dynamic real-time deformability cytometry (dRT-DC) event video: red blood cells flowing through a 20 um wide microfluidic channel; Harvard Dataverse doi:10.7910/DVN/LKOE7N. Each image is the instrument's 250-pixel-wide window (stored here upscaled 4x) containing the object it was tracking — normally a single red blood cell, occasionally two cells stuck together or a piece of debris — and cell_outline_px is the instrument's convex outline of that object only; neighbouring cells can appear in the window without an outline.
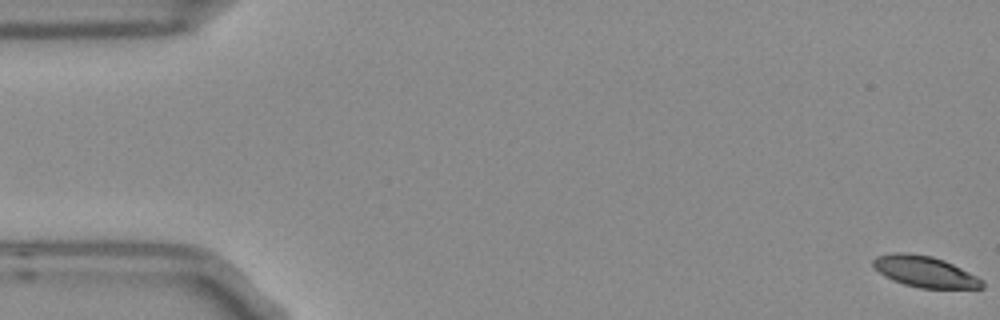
{"species": "Egyptian fruit bat (a non-hibernating species)", "species_latin": "Rousettus aegyptiacus", "temperature_condition": "room temperature", "stored_images_in_passage": 5, "camera_frame_rate_fps": 3000, "um_per_image_px": 0.085, "frame": {"image": 1, "passage_image": 1, "time_ms": 0.0, "image_size_px": [1000, 320], "cell_outline_px": [[984, 288], [920, 288], [904, 284], [892, 280], [884, 276], [872, 268], [872, 260], [876, 256], [892, 252], [908, 252], [932, 256], [944, 260], [984, 280]], "centroid_in_image_um": [78.55, 23.07], "position_along_channel_um": 6.4, "area_um2": 19.94}}
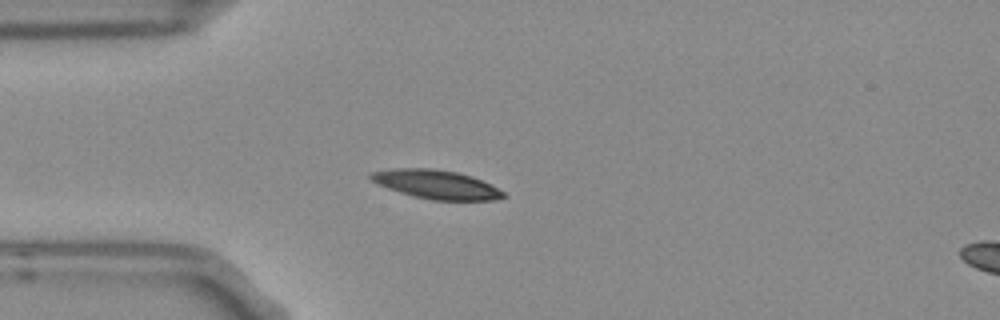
{"frame": {"image": 2, "passage_image": 5, "time_ms": 1.333, "image_size_px": [1000, 320], "cell_outline_px": [[508, 196], [492, 200], [432, 200], [400, 192], [376, 184], [368, 180], [368, 176], [372, 172], [396, 168], [432, 168], [456, 172], [472, 176], [492, 184], [504, 192]], "centroid_in_image_um": [37.08, 15.67], "position_along_channel_um": 47.9, "area_um2": 22.31}}